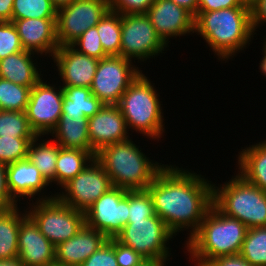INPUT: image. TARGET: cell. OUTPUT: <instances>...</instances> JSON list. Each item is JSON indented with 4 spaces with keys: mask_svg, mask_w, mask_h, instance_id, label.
<instances>
[{
    "mask_svg": "<svg viewBox=\"0 0 266 266\" xmlns=\"http://www.w3.org/2000/svg\"><path fill=\"white\" fill-rule=\"evenodd\" d=\"M173 236L165 222L155 214L145 220H128L115 239L132 248L145 260L168 261L171 251L167 242Z\"/></svg>",
    "mask_w": 266,
    "mask_h": 266,
    "instance_id": "ba28073f",
    "label": "cell"
},
{
    "mask_svg": "<svg viewBox=\"0 0 266 266\" xmlns=\"http://www.w3.org/2000/svg\"><path fill=\"white\" fill-rule=\"evenodd\" d=\"M175 2L178 6L185 8L194 17L197 15L198 11V0H171Z\"/></svg>",
    "mask_w": 266,
    "mask_h": 266,
    "instance_id": "bcb514c9",
    "label": "cell"
},
{
    "mask_svg": "<svg viewBox=\"0 0 266 266\" xmlns=\"http://www.w3.org/2000/svg\"><path fill=\"white\" fill-rule=\"evenodd\" d=\"M71 46L78 52L98 60L108 56L103 50L96 26L86 30Z\"/></svg>",
    "mask_w": 266,
    "mask_h": 266,
    "instance_id": "d590c367",
    "label": "cell"
},
{
    "mask_svg": "<svg viewBox=\"0 0 266 266\" xmlns=\"http://www.w3.org/2000/svg\"><path fill=\"white\" fill-rule=\"evenodd\" d=\"M240 255L252 266H266V227L248 228Z\"/></svg>",
    "mask_w": 266,
    "mask_h": 266,
    "instance_id": "f546056e",
    "label": "cell"
},
{
    "mask_svg": "<svg viewBox=\"0 0 266 266\" xmlns=\"http://www.w3.org/2000/svg\"><path fill=\"white\" fill-rule=\"evenodd\" d=\"M114 250L118 266H137L145 260L132 248L122 245L115 238Z\"/></svg>",
    "mask_w": 266,
    "mask_h": 266,
    "instance_id": "ab89813d",
    "label": "cell"
},
{
    "mask_svg": "<svg viewBox=\"0 0 266 266\" xmlns=\"http://www.w3.org/2000/svg\"><path fill=\"white\" fill-rule=\"evenodd\" d=\"M150 79L141 73L127 88L117 104L128 129L158 139L165 131L160 96ZM138 131V132H137Z\"/></svg>",
    "mask_w": 266,
    "mask_h": 266,
    "instance_id": "5b68a950",
    "label": "cell"
},
{
    "mask_svg": "<svg viewBox=\"0 0 266 266\" xmlns=\"http://www.w3.org/2000/svg\"><path fill=\"white\" fill-rule=\"evenodd\" d=\"M57 18L51 0H14L12 19Z\"/></svg>",
    "mask_w": 266,
    "mask_h": 266,
    "instance_id": "d6a6232c",
    "label": "cell"
},
{
    "mask_svg": "<svg viewBox=\"0 0 266 266\" xmlns=\"http://www.w3.org/2000/svg\"><path fill=\"white\" fill-rule=\"evenodd\" d=\"M213 205L248 228L266 227V192L239 174L219 187L213 185Z\"/></svg>",
    "mask_w": 266,
    "mask_h": 266,
    "instance_id": "8992f818",
    "label": "cell"
},
{
    "mask_svg": "<svg viewBox=\"0 0 266 266\" xmlns=\"http://www.w3.org/2000/svg\"><path fill=\"white\" fill-rule=\"evenodd\" d=\"M241 150L238 174L266 192V139Z\"/></svg>",
    "mask_w": 266,
    "mask_h": 266,
    "instance_id": "cb8c5ba5",
    "label": "cell"
},
{
    "mask_svg": "<svg viewBox=\"0 0 266 266\" xmlns=\"http://www.w3.org/2000/svg\"><path fill=\"white\" fill-rule=\"evenodd\" d=\"M155 0H109L110 10L126 14H146Z\"/></svg>",
    "mask_w": 266,
    "mask_h": 266,
    "instance_id": "f35d334b",
    "label": "cell"
},
{
    "mask_svg": "<svg viewBox=\"0 0 266 266\" xmlns=\"http://www.w3.org/2000/svg\"><path fill=\"white\" fill-rule=\"evenodd\" d=\"M174 166L166 165L146 190L155 214L167 228L175 236L191 229L190 238L213 205V184L200 174Z\"/></svg>",
    "mask_w": 266,
    "mask_h": 266,
    "instance_id": "6da1fadb",
    "label": "cell"
},
{
    "mask_svg": "<svg viewBox=\"0 0 266 266\" xmlns=\"http://www.w3.org/2000/svg\"><path fill=\"white\" fill-rule=\"evenodd\" d=\"M50 135L61 148L82 149L96 155L89 141L88 118L86 117L61 115Z\"/></svg>",
    "mask_w": 266,
    "mask_h": 266,
    "instance_id": "7402d4cb",
    "label": "cell"
},
{
    "mask_svg": "<svg viewBox=\"0 0 266 266\" xmlns=\"http://www.w3.org/2000/svg\"><path fill=\"white\" fill-rule=\"evenodd\" d=\"M62 87V115L82 116L89 119L104 106L88 87Z\"/></svg>",
    "mask_w": 266,
    "mask_h": 266,
    "instance_id": "484cf974",
    "label": "cell"
},
{
    "mask_svg": "<svg viewBox=\"0 0 266 266\" xmlns=\"http://www.w3.org/2000/svg\"><path fill=\"white\" fill-rule=\"evenodd\" d=\"M74 0H51V3L58 9L65 5L70 4Z\"/></svg>",
    "mask_w": 266,
    "mask_h": 266,
    "instance_id": "f907efd6",
    "label": "cell"
},
{
    "mask_svg": "<svg viewBox=\"0 0 266 266\" xmlns=\"http://www.w3.org/2000/svg\"><path fill=\"white\" fill-rule=\"evenodd\" d=\"M194 18V32L205 40L220 60L226 61L244 50L254 35L248 7L197 12Z\"/></svg>",
    "mask_w": 266,
    "mask_h": 266,
    "instance_id": "7a4b0ae2",
    "label": "cell"
},
{
    "mask_svg": "<svg viewBox=\"0 0 266 266\" xmlns=\"http://www.w3.org/2000/svg\"><path fill=\"white\" fill-rule=\"evenodd\" d=\"M33 139L0 137V163L7 165L26 159L29 144Z\"/></svg>",
    "mask_w": 266,
    "mask_h": 266,
    "instance_id": "836d02e7",
    "label": "cell"
},
{
    "mask_svg": "<svg viewBox=\"0 0 266 266\" xmlns=\"http://www.w3.org/2000/svg\"><path fill=\"white\" fill-rule=\"evenodd\" d=\"M25 212V213H24ZM17 206L0 209V260L18 258V234L20 222L27 216Z\"/></svg>",
    "mask_w": 266,
    "mask_h": 266,
    "instance_id": "d4e9b609",
    "label": "cell"
},
{
    "mask_svg": "<svg viewBox=\"0 0 266 266\" xmlns=\"http://www.w3.org/2000/svg\"><path fill=\"white\" fill-rule=\"evenodd\" d=\"M122 15L110 9L96 25L104 52L109 56L120 55Z\"/></svg>",
    "mask_w": 266,
    "mask_h": 266,
    "instance_id": "f1b7e54d",
    "label": "cell"
},
{
    "mask_svg": "<svg viewBox=\"0 0 266 266\" xmlns=\"http://www.w3.org/2000/svg\"><path fill=\"white\" fill-rule=\"evenodd\" d=\"M31 89L0 78V110L25 111Z\"/></svg>",
    "mask_w": 266,
    "mask_h": 266,
    "instance_id": "1f68e13d",
    "label": "cell"
},
{
    "mask_svg": "<svg viewBox=\"0 0 266 266\" xmlns=\"http://www.w3.org/2000/svg\"><path fill=\"white\" fill-rule=\"evenodd\" d=\"M50 266H64V265H59V264L54 263V264H52Z\"/></svg>",
    "mask_w": 266,
    "mask_h": 266,
    "instance_id": "f5cc1de1",
    "label": "cell"
},
{
    "mask_svg": "<svg viewBox=\"0 0 266 266\" xmlns=\"http://www.w3.org/2000/svg\"><path fill=\"white\" fill-rule=\"evenodd\" d=\"M166 261H157V260H144L137 266H164Z\"/></svg>",
    "mask_w": 266,
    "mask_h": 266,
    "instance_id": "681fc988",
    "label": "cell"
},
{
    "mask_svg": "<svg viewBox=\"0 0 266 266\" xmlns=\"http://www.w3.org/2000/svg\"><path fill=\"white\" fill-rule=\"evenodd\" d=\"M113 185L101 164L94 158L78 175L60 188L56 197L65 205L86 212Z\"/></svg>",
    "mask_w": 266,
    "mask_h": 266,
    "instance_id": "7c38bea8",
    "label": "cell"
},
{
    "mask_svg": "<svg viewBox=\"0 0 266 266\" xmlns=\"http://www.w3.org/2000/svg\"><path fill=\"white\" fill-rule=\"evenodd\" d=\"M52 58L63 82L62 86L91 87L98 59L78 52L71 45L60 46Z\"/></svg>",
    "mask_w": 266,
    "mask_h": 266,
    "instance_id": "e0dca14e",
    "label": "cell"
},
{
    "mask_svg": "<svg viewBox=\"0 0 266 266\" xmlns=\"http://www.w3.org/2000/svg\"><path fill=\"white\" fill-rule=\"evenodd\" d=\"M107 240L103 233L85 224L74 237L55 247V263L64 266H80Z\"/></svg>",
    "mask_w": 266,
    "mask_h": 266,
    "instance_id": "ffe728a7",
    "label": "cell"
},
{
    "mask_svg": "<svg viewBox=\"0 0 266 266\" xmlns=\"http://www.w3.org/2000/svg\"><path fill=\"white\" fill-rule=\"evenodd\" d=\"M142 73L132 61L120 55L99 60L93 82L92 94L103 104L117 105L127 88Z\"/></svg>",
    "mask_w": 266,
    "mask_h": 266,
    "instance_id": "9c48e42d",
    "label": "cell"
},
{
    "mask_svg": "<svg viewBox=\"0 0 266 266\" xmlns=\"http://www.w3.org/2000/svg\"><path fill=\"white\" fill-rule=\"evenodd\" d=\"M34 54L23 50L1 59L0 78L32 88L43 75L37 70L38 65L33 63Z\"/></svg>",
    "mask_w": 266,
    "mask_h": 266,
    "instance_id": "603a6c76",
    "label": "cell"
},
{
    "mask_svg": "<svg viewBox=\"0 0 266 266\" xmlns=\"http://www.w3.org/2000/svg\"><path fill=\"white\" fill-rule=\"evenodd\" d=\"M129 191L113 186L85 212L88 227L115 238L128 224Z\"/></svg>",
    "mask_w": 266,
    "mask_h": 266,
    "instance_id": "4fadbf2b",
    "label": "cell"
},
{
    "mask_svg": "<svg viewBox=\"0 0 266 266\" xmlns=\"http://www.w3.org/2000/svg\"><path fill=\"white\" fill-rule=\"evenodd\" d=\"M248 227L224 215L214 205L206 213L199 229L186 241V249L195 266H205L217 257L240 254ZM196 261V262H195Z\"/></svg>",
    "mask_w": 266,
    "mask_h": 266,
    "instance_id": "3957f363",
    "label": "cell"
},
{
    "mask_svg": "<svg viewBox=\"0 0 266 266\" xmlns=\"http://www.w3.org/2000/svg\"><path fill=\"white\" fill-rule=\"evenodd\" d=\"M80 266H118L114 250V238L108 239Z\"/></svg>",
    "mask_w": 266,
    "mask_h": 266,
    "instance_id": "74e56055",
    "label": "cell"
},
{
    "mask_svg": "<svg viewBox=\"0 0 266 266\" xmlns=\"http://www.w3.org/2000/svg\"><path fill=\"white\" fill-rule=\"evenodd\" d=\"M146 15L157 35L167 46L170 37L177 38L194 33V16L171 0H155Z\"/></svg>",
    "mask_w": 266,
    "mask_h": 266,
    "instance_id": "9a60e30c",
    "label": "cell"
},
{
    "mask_svg": "<svg viewBox=\"0 0 266 266\" xmlns=\"http://www.w3.org/2000/svg\"><path fill=\"white\" fill-rule=\"evenodd\" d=\"M166 48L146 14L122 15L120 56L143 62Z\"/></svg>",
    "mask_w": 266,
    "mask_h": 266,
    "instance_id": "30bf717a",
    "label": "cell"
},
{
    "mask_svg": "<svg viewBox=\"0 0 266 266\" xmlns=\"http://www.w3.org/2000/svg\"><path fill=\"white\" fill-rule=\"evenodd\" d=\"M57 18L12 19L25 51L53 57L60 47L57 40Z\"/></svg>",
    "mask_w": 266,
    "mask_h": 266,
    "instance_id": "ac0fdd59",
    "label": "cell"
},
{
    "mask_svg": "<svg viewBox=\"0 0 266 266\" xmlns=\"http://www.w3.org/2000/svg\"><path fill=\"white\" fill-rule=\"evenodd\" d=\"M110 9L109 0H74L57 9V40L71 45L86 30L95 27Z\"/></svg>",
    "mask_w": 266,
    "mask_h": 266,
    "instance_id": "8fae6325",
    "label": "cell"
},
{
    "mask_svg": "<svg viewBox=\"0 0 266 266\" xmlns=\"http://www.w3.org/2000/svg\"><path fill=\"white\" fill-rule=\"evenodd\" d=\"M95 159L104 168L113 186L128 191L146 190L166 166L146 157L131 138L101 148Z\"/></svg>",
    "mask_w": 266,
    "mask_h": 266,
    "instance_id": "277c9868",
    "label": "cell"
},
{
    "mask_svg": "<svg viewBox=\"0 0 266 266\" xmlns=\"http://www.w3.org/2000/svg\"><path fill=\"white\" fill-rule=\"evenodd\" d=\"M251 24L253 31L260 26L259 24L266 23V0H258L251 8Z\"/></svg>",
    "mask_w": 266,
    "mask_h": 266,
    "instance_id": "ee69618b",
    "label": "cell"
},
{
    "mask_svg": "<svg viewBox=\"0 0 266 266\" xmlns=\"http://www.w3.org/2000/svg\"><path fill=\"white\" fill-rule=\"evenodd\" d=\"M14 0H0V21H12Z\"/></svg>",
    "mask_w": 266,
    "mask_h": 266,
    "instance_id": "f6af8a7d",
    "label": "cell"
},
{
    "mask_svg": "<svg viewBox=\"0 0 266 266\" xmlns=\"http://www.w3.org/2000/svg\"><path fill=\"white\" fill-rule=\"evenodd\" d=\"M264 43V46H263V50H262V52H263V57H262V61H260V72L262 73V75H265L266 76V38H265V42H263Z\"/></svg>",
    "mask_w": 266,
    "mask_h": 266,
    "instance_id": "7dc6e473",
    "label": "cell"
},
{
    "mask_svg": "<svg viewBox=\"0 0 266 266\" xmlns=\"http://www.w3.org/2000/svg\"><path fill=\"white\" fill-rule=\"evenodd\" d=\"M128 131L118 105L104 104L96 114L88 119L89 141L96 153L107 145L129 139Z\"/></svg>",
    "mask_w": 266,
    "mask_h": 266,
    "instance_id": "2e32d148",
    "label": "cell"
},
{
    "mask_svg": "<svg viewBox=\"0 0 266 266\" xmlns=\"http://www.w3.org/2000/svg\"><path fill=\"white\" fill-rule=\"evenodd\" d=\"M17 204L7 187L6 165L0 163V209L12 208L18 206Z\"/></svg>",
    "mask_w": 266,
    "mask_h": 266,
    "instance_id": "b9f144b4",
    "label": "cell"
},
{
    "mask_svg": "<svg viewBox=\"0 0 266 266\" xmlns=\"http://www.w3.org/2000/svg\"><path fill=\"white\" fill-rule=\"evenodd\" d=\"M128 220H145L155 215L153 201L147 190L129 191Z\"/></svg>",
    "mask_w": 266,
    "mask_h": 266,
    "instance_id": "e575fe53",
    "label": "cell"
},
{
    "mask_svg": "<svg viewBox=\"0 0 266 266\" xmlns=\"http://www.w3.org/2000/svg\"><path fill=\"white\" fill-rule=\"evenodd\" d=\"M18 31L12 21H0V60L23 51Z\"/></svg>",
    "mask_w": 266,
    "mask_h": 266,
    "instance_id": "8d00e7d4",
    "label": "cell"
},
{
    "mask_svg": "<svg viewBox=\"0 0 266 266\" xmlns=\"http://www.w3.org/2000/svg\"><path fill=\"white\" fill-rule=\"evenodd\" d=\"M95 156L82 149L60 148L56 161L55 184L62 187L78 175Z\"/></svg>",
    "mask_w": 266,
    "mask_h": 266,
    "instance_id": "83f0119b",
    "label": "cell"
},
{
    "mask_svg": "<svg viewBox=\"0 0 266 266\" xmlns=\"http://www.w3.org/2000/svg\"><path fill=\"white\" fill-rule=\"evenodd\" d=\"M244 6L251 8L258 0H240Z\"/></svg>",
    "mask_w": 266,
    "mask_h": 266,
    "instance_id": "816d5d0a",
    "label": "cell"
},
{
    "mask_svg": "<svg viewBox=\"0 0 266 266\" xmlns=\"http://www.w3.org/2000/svg\"><path fill=\"white\" fill-rule=\"evenodd\" d=\"M6 178L9 193L16 202L23 196L33 202L34 196L41 195V190L50 185L27 158L7 164Z\"/></svg>",
    "mask_w": 266,
    "mask_h": 266,
    "instance_id": "44dd1931",
    "label": "cell"
},
{
    "mask_svg": "<svg viewBox=\"0 0 266 266\" xmlns=\"http://www.w3.org/2000/svg\"><path fill=\"white\" fill-rule=\"evenodd\" d=\"M18 258L24 266H50L55 263V246L28 215L19 226Z\"/></svg>",
    "mask_w": 266,
    "mask_h": 266,
    "instance_id": "d6986e66",
    "label": "cell"
},
{
    "mask_svg": "<svg viewBox=\"0 0 266 266\" xmlns=\"http://www.w3.org/2000/svg\"><path fill=\"white\" fill-rule=\"evenodd\" d=\"M232 7H247L240 0H198L197 12L217 11Z\"/></svg>",
    "mask_w": 266,
    "mask_h": 266,
    "instance_id": "60d3db41",
    "label": "cell"
},
{
    "mask_svg": "<svg viewBox=\"0 0 266 266\" xmlns=\"http://www.w3.org/2000/svg\"><path fill=\"white\" fill-rule=\"evenodd\" d=\"M0 266H24L19 258L11 260H0Z\"/></svg>",
    "mask_w": 266,
    "mask_h": 266,
    "instance_id": "c3c4849f",
    "label": "cell"
},
{
    "mask_svg": "<svg viewBox=\"0 0 266 266\" xmlns=\"http://www.w3.org/2000/svg\"><path fill=\"white\" fill-rule=\"evenodd\" d=\"M38 197L35 204H29L27 215L55 247L74 237L86 224L85 213L63 204L56 194Z\"/></svg>",
    "mask_w": 266,
    "mask_h": 266,
    "instance_id": "52a82bcc",
    "label": "cell"
},
{
    "mask_svg": "<svg viewBox=\"0 0 266 266\" xmlns=\"http://www.w3.org/2000/svg\"><path fill=\"white\" fill-rule=\"evenodd\" d=\"M41 78L31 89L25 113L37 135H49L62 115L63 87L55 88Z\"/></svg>",
    "mask_w": 266,
    "mask_h": 266,
    "instance_id": "5bb4252c",
    "label": "cell"
},
{
    "mask_svg": "<svg viewBox=\"0 0 266 266\" xmlns=\"http://www.w3.org/2000/svg\"><path fill=\"white\" fill-rule=\"evenodd\" d=\"M25 111L0 110V137L35 138Z\"/></svg>",
    "mask_w": 266,
    "mask_h": 266,
    "instance_id": "4dcf8cb0",
    "label": "cell"
},
{
    "mask_svg": "<svg viewBox=\"0 0 266 266\" xmlns=\"http://www.w3.org/2000/svg\"><path fill=\"white\" fill-rule=\"evenodd\" d=\"M41 137L42 135H38L30 142L27 159L38 168L41 175L51 185L52 182L55 183L56 161L61 147L52 139L41 141L39 139Z\"/></svg>",
    "mask_w": 266,
    "mask_h": 266,
    "instance_id": "4316f807",
    "label": "cell"
},
{
    "mask_svg": "<svg viewBox=\"0 0 266 266\" xmlns=\"http://www.w3.org/2000/svg\"><path fill=\"white\" fill-rule=\"evenodd\" d=\"M205 266H252L240 254L217 257Z\"/></svg>",
    "mask_w": 266,
    "mask_h": 266,
    "instance_id": "7bdbcfd3",
    "label": "cell"
}]
</instances>
